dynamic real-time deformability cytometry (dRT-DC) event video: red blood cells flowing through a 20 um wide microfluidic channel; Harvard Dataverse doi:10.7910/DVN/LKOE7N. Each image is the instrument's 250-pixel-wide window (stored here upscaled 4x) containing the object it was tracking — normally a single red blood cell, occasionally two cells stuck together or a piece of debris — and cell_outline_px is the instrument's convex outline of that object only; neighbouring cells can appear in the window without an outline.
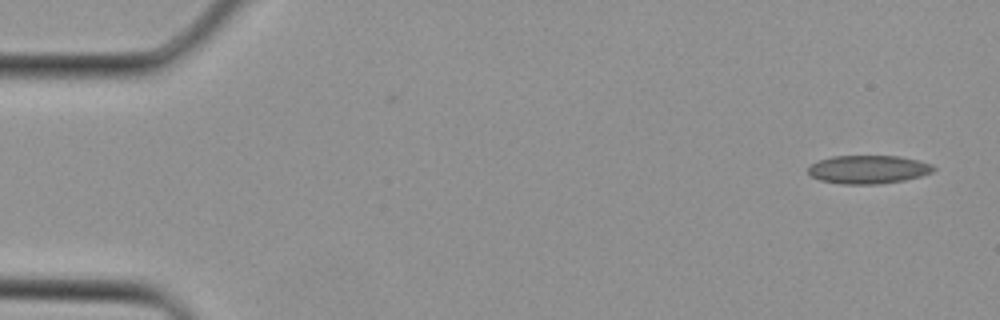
{"species": "Egyptian fruit bat (a non-hibernating species)", "species_latin": "Rousettus aegyptiacus", "temperature_condition": "cold", "stored_images_in_passage": 4, "camera_frame_rate_fps": 3000, "um_per_image_px": 0.085, "animal": {"sex": "female"}, "frame": {"image": 1, "passage_image": 1, "time_ms": 0.0, "image_size_px": [1000, 320], "cell_outline_px": [[936, 168], [932, 172], [920, 176], [904, 180], [880, 184], [844, 184], [820, 180], [812, 176], [808, 172], [808, 168], [812, 164], [820, 160], [832, 156], [900, 156], [932, 164]], "centroid_in_image_um": [73.81, 14.4], "position_along_channel_um": 11.2, "area_um2": 20.58}}
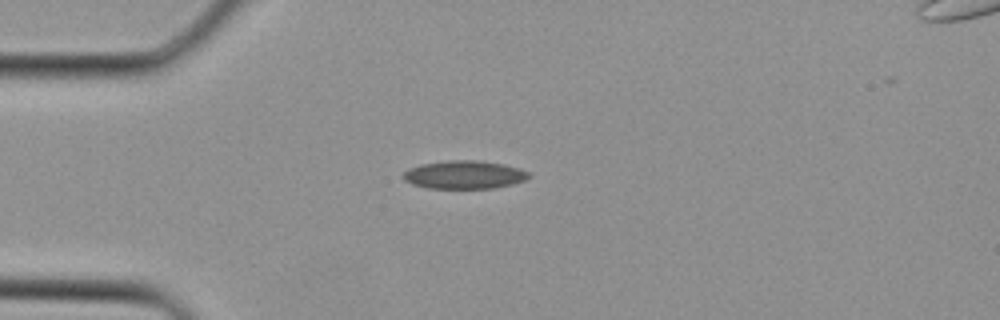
{"frame": {"image": 2, "passage_image": 3, "time_ms": 0.667, "image_size_px": [1000, 320], "cell_outline_px": [[532, 176], [524, 180], [512, 184], [492, 188], [428, 188], [412, 184], [404, 180], [404, 172], [408, 168], [420, 164], [448, 160], [480, 160], [504, 164], [520, 168], [528, 172]], "centroid_in_image_um": [39.47, 14.84], "position_along_channel_um": 45.5, "area_um2": 20.69}}